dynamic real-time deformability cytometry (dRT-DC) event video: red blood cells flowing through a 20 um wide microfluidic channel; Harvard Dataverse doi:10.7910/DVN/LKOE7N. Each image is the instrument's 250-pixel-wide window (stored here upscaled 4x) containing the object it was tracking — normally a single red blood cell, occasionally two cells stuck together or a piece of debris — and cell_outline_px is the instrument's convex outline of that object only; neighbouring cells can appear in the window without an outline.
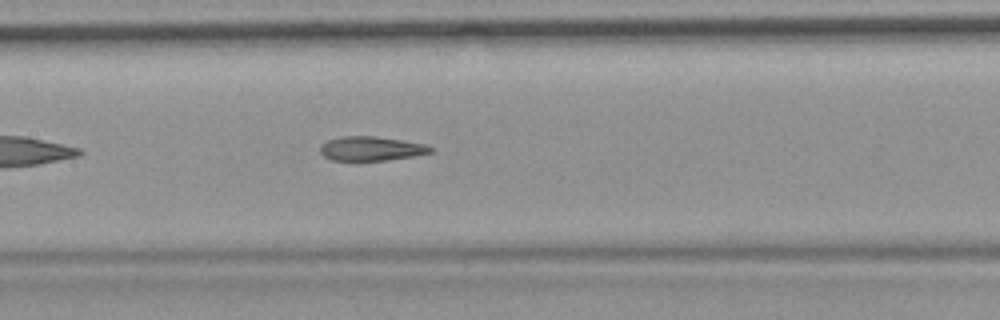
{"species": "common noctule bat (a hibernating species)", "species_latin": "Nyctalus noctula", "temperature_condition": "room temperature", "stored_images_in_passage": 40, "camera_frame_rate_fps": 3000, "um_per_image_px": 0.085, "animal": {"sex": "female", "body_mass_g": 19.9}, "frame": {"image": 1, "passage_image": 12, "time_ms": 3.667, "image_size_px": [1000, 320], "cell_outline_px": [[432, 152], [412, 156], [388, 160], [332, 160], [324, 156], [320, 152], [320, 144], [328, 140], [340, 136], [376, 136], [424, 144], [432, 148]], "centroid_in_image_um": [31.5, 12.62], "position_along_channel_um": 175.9, "area_um2": 15.43}, "authors_computed_cell_mechanics": {"area_um2": 16.7331, "velocity_mm_per_s": 3.7383, "shape_relaxation_time_tau1_ms": null, "shape_relaxation_time_tau2_ms": 4.6641, "deformation_change_tau1": null, "deformation_change_tau2": 0.1192}}